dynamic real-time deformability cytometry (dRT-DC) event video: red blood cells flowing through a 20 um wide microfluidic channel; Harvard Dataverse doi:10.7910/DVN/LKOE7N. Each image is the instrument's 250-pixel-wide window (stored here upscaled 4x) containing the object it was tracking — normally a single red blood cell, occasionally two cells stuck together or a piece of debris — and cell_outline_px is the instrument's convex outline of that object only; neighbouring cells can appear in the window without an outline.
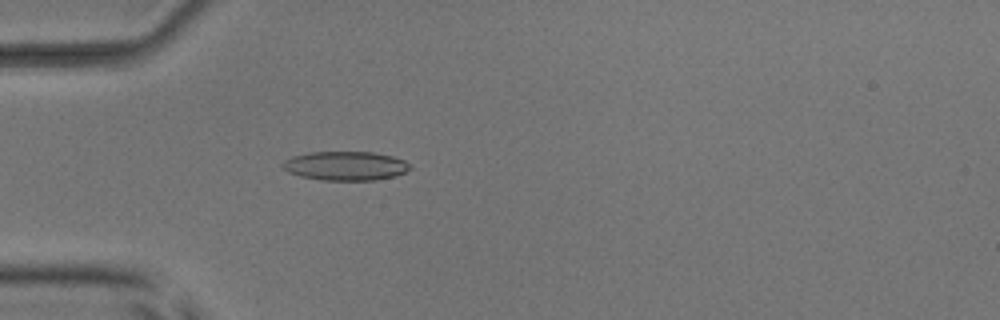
{"species": "common noctule bat (a hibernating species)", "species_latin": "Nyctalus noctula", "temperature_condition": "room temperature", "stored_images_in_passage": 52, "camera_frame_rate_fps": 3000, "um_per_image_px": 0.085, "animal": {"sex": "male", "body_mass_g": 17.9, "forearm_length_mm": 54.2}, "frame": {"image": 1, "passage_image": 16, "time_ms": 5.0, "image_size_px": [1000, 320], "cell_outline_px": [[412, 168], [396, 176], [376, 180], [320, 180], [300, 176], [288, 172], [280, 164], [284, 160], [292, 156], [312, 152], [372, 152], [392, 156], [404, 160]], "centroid_in_image_um": [29.35, 14.1], "position_along_channel_um": 55.6, "area_um2": 21.56}}
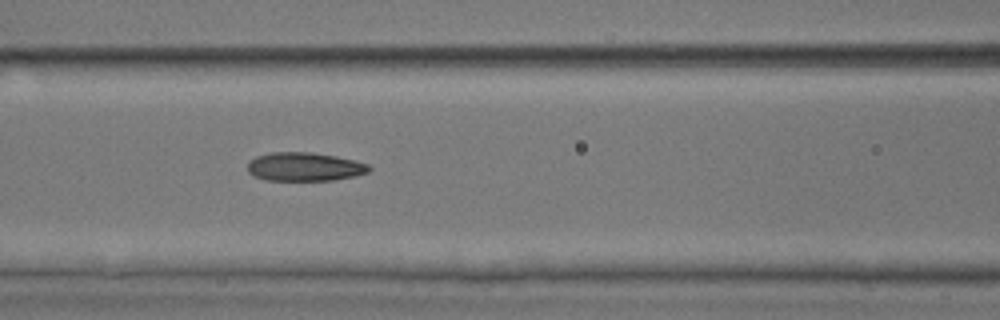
{"frame": {"image": 2, "passage_image": 23, "time_ms": 7.333, "image_size_px": [1000, 320], "cell_outline_px": [[372, 168], [368, 172], [356, 176], [332, 180], [264, 180], [248, 172], [248, 164], [256, 156], [272, 152], [312, 152], [336, 156], [356, 160], [368, 164]], "centroid_in_image_um": [25.92, 14.17], "position_along_channel_um": 140.7, "area_um2": 20.29}}
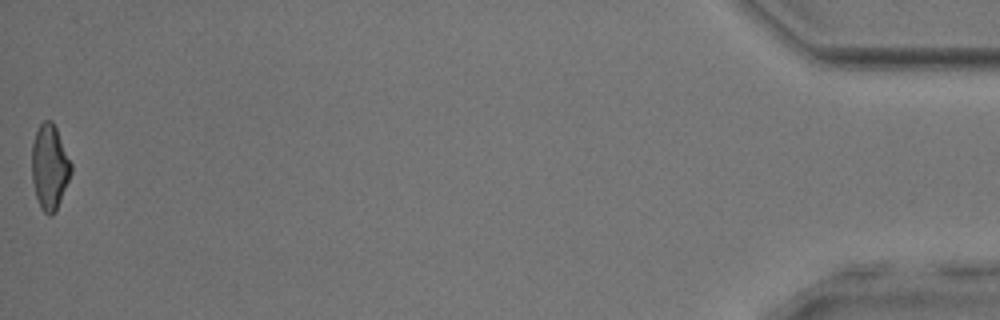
{"frame": {"image": 3, "passage_image": 52, "time_ms": 17.0, "image_size_px": [1000, 320], "cell_outline_px": [[72, 172], [60, 200], [52, 216], [48, 216], [40, 208], [36, 196], [32, 180], [32, 144], [36, 132], [40, 124], [44, 120], [52, 120], [56, 128], [72, 164]], "centroid_in_image_um": [4.21, 14.19], "position_along_channel_um": 431.0, "area_um2": 19.31}, "authors_computed_cell_mechanics": {"area_um2": 20.3167, "velocity_mm_per_s": 4.0008, "shape_relaxation_time_tau1_ms": 6.855, "shape_relaxation_time_tau2_ms": 2.5028, "deformation_change_tau1": 0.1845, "deformation_change_tau2": 0.1016}}